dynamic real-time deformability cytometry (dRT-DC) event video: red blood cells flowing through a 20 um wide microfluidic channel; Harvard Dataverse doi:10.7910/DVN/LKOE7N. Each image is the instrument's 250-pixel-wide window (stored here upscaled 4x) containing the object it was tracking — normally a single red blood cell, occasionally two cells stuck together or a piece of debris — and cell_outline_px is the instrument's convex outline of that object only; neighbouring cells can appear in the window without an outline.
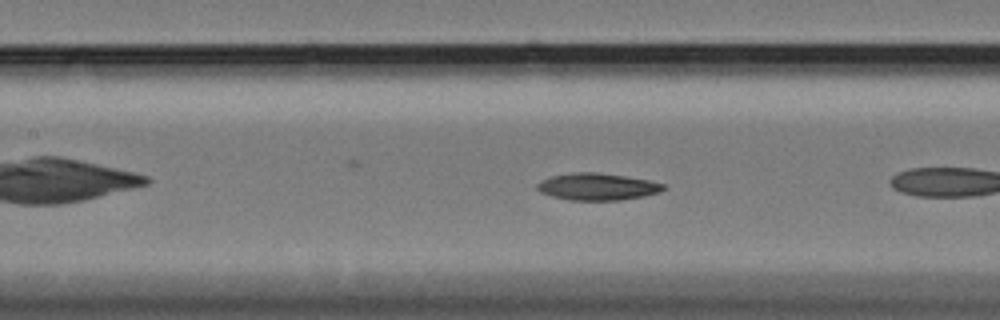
{"species": "Egyptian fruit bat (a non-hibernating species)", "species_latin": "Rousettus aegyptiacus", "temperature_condition": "cold", "stored_images_in_passage": 47, "camera_frame_rate_fps": 3000, "um_per_image_px": 0.085, "animal": {"sex": "female"}, "frame": {"image": 1, "passage_image": 14, "time_ms": 4.333, "image_size_px": [1000, 320], "cell_outline_px": [[664, 188], [660, 192], [644, 196], [620, 200], [568, 200], [552, 196], [540, 192], [536, 188], [536, 184], [540, 180], [548, 176], [572, 172], [600, 172], [648, 180], [664, 184]], "centroid_in_image_um": [50.71, 15.86], "position_along_channel_um": 156.7, "area_um2": 20.0}}